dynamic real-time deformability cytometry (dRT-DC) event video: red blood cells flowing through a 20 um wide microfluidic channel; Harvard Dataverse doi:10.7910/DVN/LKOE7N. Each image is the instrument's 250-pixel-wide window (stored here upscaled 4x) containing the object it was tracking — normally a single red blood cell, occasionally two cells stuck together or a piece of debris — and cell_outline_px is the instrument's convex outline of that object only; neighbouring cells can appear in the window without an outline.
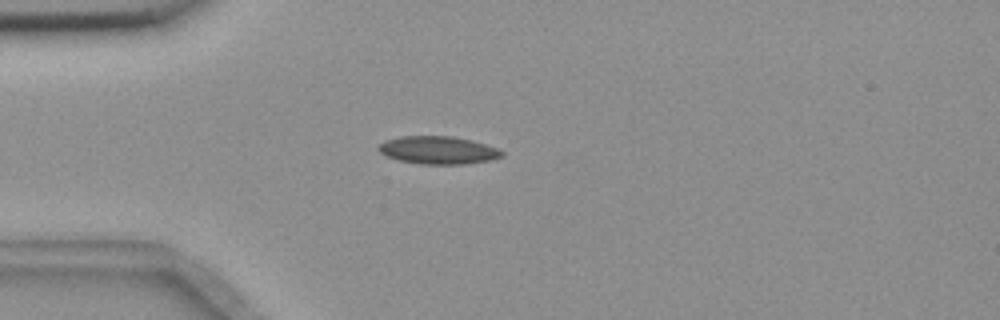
{"species": "common noctule bat (a hibernating species)", "species_latin": "Nyctalus noctula", "temperature_condition": "room temperature", "stored_images_in_passage": 5, "camera_frame_rate_fps": 3000, "um_per_image_px": 0.085, "animal": {"sex": "female", "body_mass_g": 18.4}, "frame": {"image": 1, "passage_image": 4, "time_ms": 1.0, "image_size_px": [1000, 320], "cell_outline_px": [[504, 156], [492, 160], [464, 164], [420, 164], [400, 160], [384, 156], [376, 148], [384, 140], [400, 136], [452, 136], [472, 140], [496, 148], [504, 152]], "centroid_in_image_um": [37.22, 12.76], "position_along_channel_um": 47.8, "area_um2": 20.11}}